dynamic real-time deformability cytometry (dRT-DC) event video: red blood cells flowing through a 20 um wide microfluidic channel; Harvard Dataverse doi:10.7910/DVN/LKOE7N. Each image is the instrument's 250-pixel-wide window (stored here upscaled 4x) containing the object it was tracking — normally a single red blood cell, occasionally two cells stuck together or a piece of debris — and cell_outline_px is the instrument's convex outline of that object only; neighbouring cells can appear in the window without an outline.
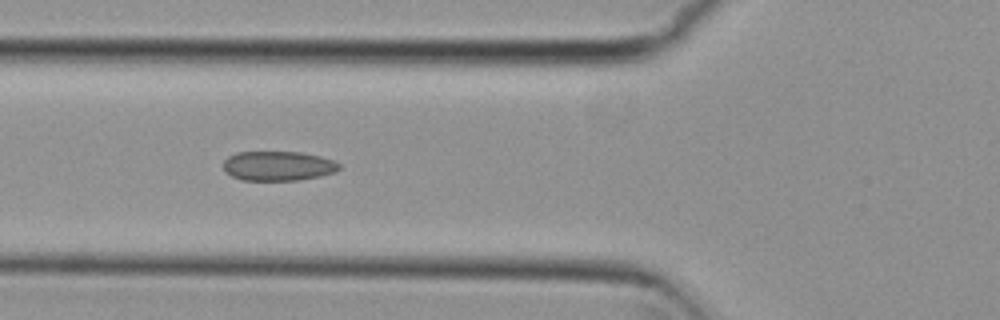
{"species": "common noctule bat (a hibernating species)", "species_latin": "Nyctalus noctula", "temperature_condition": "cold", "stored_images_in_passage": 5, "camera_frame_rate_fps": 3000, "um_per_image_px": 0.085, "animal": {"sex": "female", "body_mass_g": 29.2, "forearm_length_mm": 56.3}, "frame": {"image": 1, "passage_image": 5, "time_ms": 1.333, "image_size_px": [1000, 320], "cell_outline_px": [[340, 168], [336, 172], [320, 176], [300, 180], [240, 180], [224, 172], [224, 160], [228, 156], [236, 152], [300, 152], [320, 156], [332, 160], [340, 164]], "centroid_in_image_um": [23.62, 14.1], "position_along_channel_um": 102.2, "area_um2": 20.06}}